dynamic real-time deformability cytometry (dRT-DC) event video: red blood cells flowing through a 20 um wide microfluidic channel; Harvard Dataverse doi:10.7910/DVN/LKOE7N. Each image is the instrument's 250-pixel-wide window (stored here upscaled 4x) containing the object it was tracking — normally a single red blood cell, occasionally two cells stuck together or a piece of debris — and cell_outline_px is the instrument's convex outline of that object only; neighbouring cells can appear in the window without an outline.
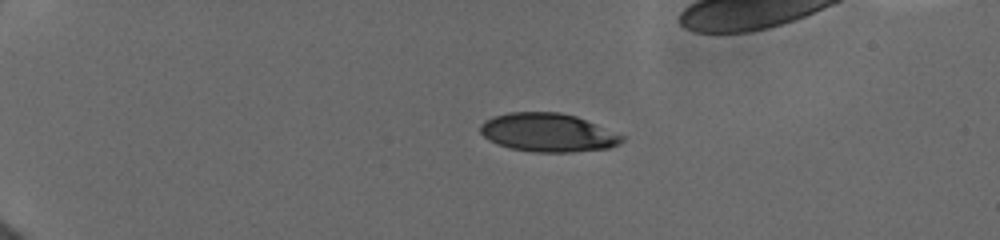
{"species": "human", "species_latin": "Homo sapiens", "temperature_condition": "cold", "stored_images_in_passage": 11, "segment_of_instrument_passage": [1, 2], "camera_frame_rate_fps": 3000, "um_per_image_px": 0.085, "donor": {"sex": "female"}, "frame": {"image": 1, "passage_image": 1, "time_ms": 0.0, "image_size_px": [1000, 240], "cell_outline_px": [[624, 140], [620, 144], [608, 148], [572, 152], [532, 152], [508, 148], [496, 144], [488, 140], [480, 132], [480, 124], [484, 120], [492, 116], [508, 112], [560, 112], [576, 116], [624, 136]], "centroid_in_image_um": [46.52, 11.27], "position_along_channel_um": 38.5, "area_um2": 31.96}}
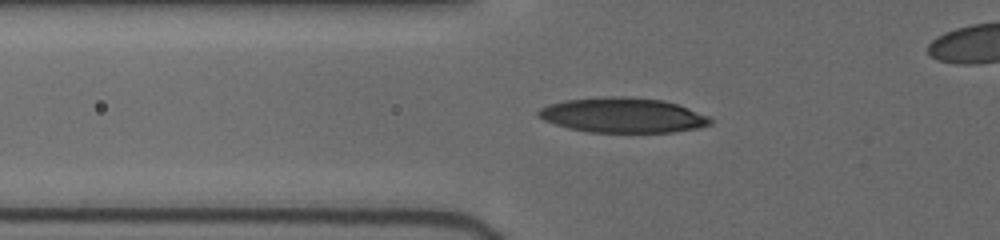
{"frame": {"image": 2, "passage_image": 8, "time_ms": 2.667, "image_size_px": [1000, 240], "cell_outline_px": [[712, 124], [700, 128], [672, 132], [588, 132], [568, 128], [544, 120], [536, 116], [536, 112], [540, 108], [548, 104], [564, 100], [612, 96], [624, 96], [664, 100], [688, 108], [708, 116], [712, 120]], "centroid_in_image_um": [52.92, 9.79], "position_along_channel_um": 72.9, "area_um2": 35.08}}